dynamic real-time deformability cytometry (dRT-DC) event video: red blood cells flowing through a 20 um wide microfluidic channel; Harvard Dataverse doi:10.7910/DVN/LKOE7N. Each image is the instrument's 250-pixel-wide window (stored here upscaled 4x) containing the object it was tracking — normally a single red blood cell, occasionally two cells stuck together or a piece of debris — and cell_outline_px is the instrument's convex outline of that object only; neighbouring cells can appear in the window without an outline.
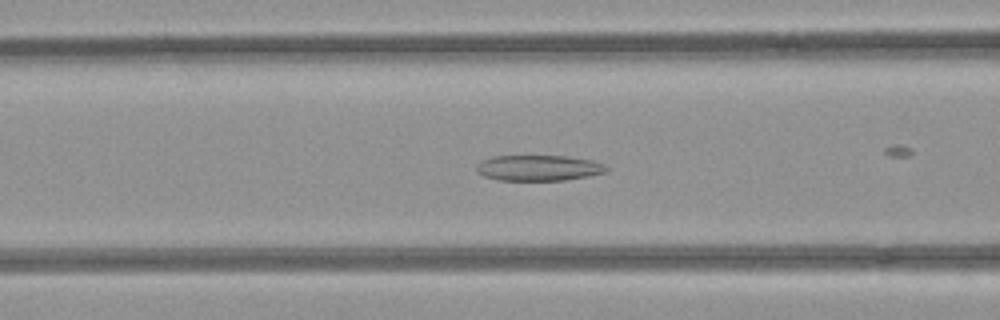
{"species": "common noctule bat (a hibernating species)", "species_latin": "Nyctalus noctula", "temperature_condition": "room temperature", "stored_images_in_passage": 53, "camera_frame_rate_fps": 3000, "um_per_image_px": 0.085, "animal": {"sex": "female", "body_mass_g": 21.9}, "frame": {"image": 1, "passage_image": 21, "time_ms": 6.667, "image_size_px": [1000, 320], "cell_outline_px": [[608, 168], [604, 172], [588, 176], [564, 180], [496, 180], [484, 176], [476, 172], [476, 164], [480, 160], [492, 156], [568, 156], [592, 160], [604, 164]], "centroid_in_image_um": [45.72, 14.27], "position_along_channel_um": 120.9, "area_um2": 19.54}}
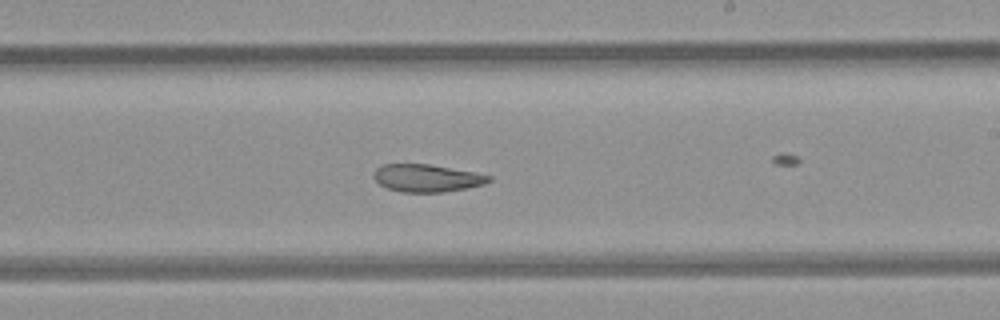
{"frame": {"image": 2, "passage_image": 31, "time_ms": 10.0, "image_size_px": [1000, 320], "cell_outline_px": [[492, 180], [484, 184], [444, 192], [404, 192], [388, 188], [380, 184], [372, 176], [372, 172], [380, 164], [428, 164], [476, 172], [492, 176]], "centroid_in_image_um": [36.27, 15.12], "position_along_channel_um": 252.7, "area_um2": 18.5}}
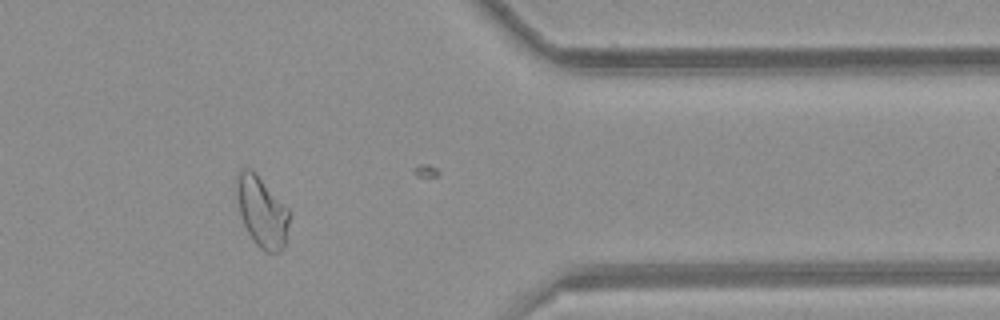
{"frame": {"image": 3, "passage_image": 43, "time_ms": 14.0, "image_size_px": [1000, 320], "cell_outline_px": [[288, 224], [284, 248], [280, 252], [268, 252], [260, 248], [252, 240], [244, 224], [240, 212], [236, 196], [236, 176], [244, 168], [252, 168], [256, 172], [288, 208]], "centroid_in_image_um": [22.24, 17.98], "position_along_channel_um": 389.2, "area_um2": 21.56}}